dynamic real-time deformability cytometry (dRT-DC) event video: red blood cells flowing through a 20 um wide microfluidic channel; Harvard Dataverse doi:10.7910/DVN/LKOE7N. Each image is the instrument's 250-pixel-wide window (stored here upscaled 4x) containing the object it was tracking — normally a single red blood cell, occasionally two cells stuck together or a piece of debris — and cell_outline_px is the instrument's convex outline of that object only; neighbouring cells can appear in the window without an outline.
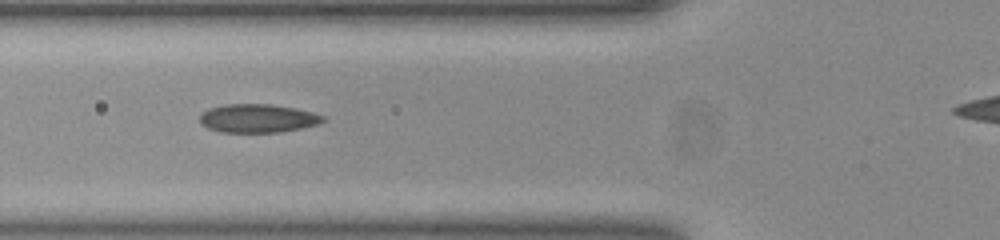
{"species": "common noctule bat (a hibernating species)", "species_latin": "Nyctalus noctula", "temperature_condition": "room temperature", "stored_images_in_passage": 23, "camera_frame_rate_fps": 3000, "um_per_image_px": 0.085, "animal": {"sex": "female", "body_mass_g": 23.0, "forearm_length_mm": 53.4}, "frame": {"image": 1, "passage_image": 7, "time_ms": 2.0, "image_size_px": [1000, 240], "cell_outline_px": [[324, 120], [316, 124], [276, 132], [224, 132], [208, 128], [200, 124], [200, 116], [208, 108], [224, 104], [268, 104], [296, 108], [312, 112], [324, 116]], "centroid_in_image_um": [21.85, 10.04], "position_along_channel_um": 104.0, "area_um2": 20.11}}
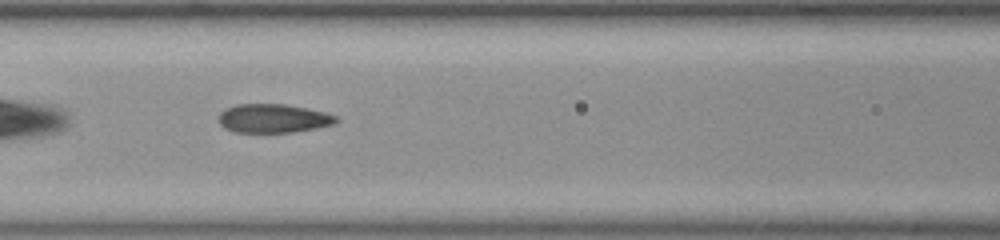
{"frame": {"image": 2, "passage_image": 10, "time_ms": 3.0, "image_size_px": [1000, 240], "cell_outline_px": [[340, 120], [332, 124], [316, 128], [292, 132], [236, 132], [224, 128], [220, 124], [220, 112], [224, 108], [236, 104], [284, 104], [324, 112], [336, 116]], "centroid_in_image_um": [23.2, 10.06], "position_along_channel_um": 143.4, "area_um2": 19.54}}